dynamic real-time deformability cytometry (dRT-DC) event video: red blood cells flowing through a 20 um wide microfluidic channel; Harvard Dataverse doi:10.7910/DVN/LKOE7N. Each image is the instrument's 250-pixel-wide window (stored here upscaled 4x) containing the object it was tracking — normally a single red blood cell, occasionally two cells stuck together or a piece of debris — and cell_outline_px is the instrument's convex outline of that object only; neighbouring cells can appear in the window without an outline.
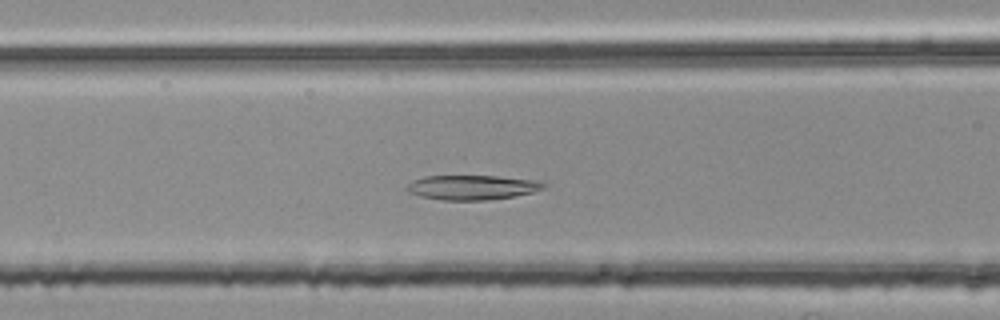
{"species": "common noctule bat (a hibernating species)", "species_latin": "Nyctalus noctula", "temperature_condition": "room temperature", "stored_images_in_passage": 41, "camera_frame_rate_fps": 3000, "um_per_image_px": 0.085, "animal": {"sex": "female", "body_mass_g": 25.1}, "frame": {"image": 1, "passage_image": 13, "time_ms": 4.0, "image_size_px": [1000, 320], "cell_outline_px": [[548, 184], [544, 188], [532, 192], [512, 196], [488, 200], [440, 200], [420, 196], [408, 192], [404, 188], [412, 180], [424, 176], [496, 176], [532, 180]], "centroid_in_image_um": [40.06, 15.93], "position_along_channel_um": 126.5, "area_um2": 19.54}}
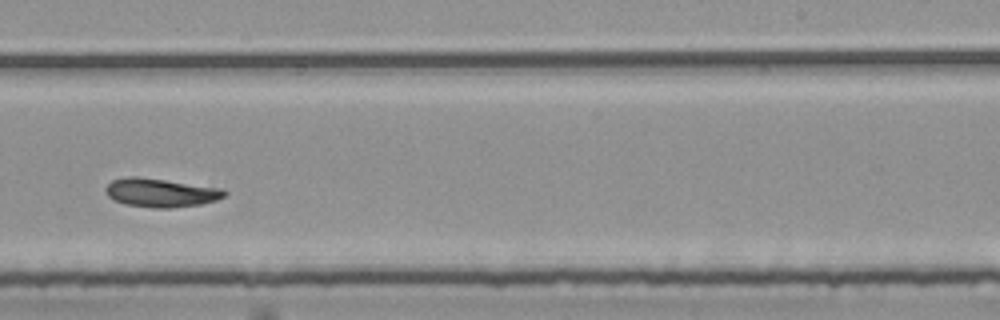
{"frame": {"image": 2, "passage_image": 25, "time_ms": 8.0, "image_size_px": [1000, 320], "cell_outline_px": [[228, 192], [224, 196], [216, 200], [200, 204], [168, 208], [152, 208], [124, 204], [112, 200], [108, 196], [104, 188], [112, 180], [124, 176], [136, 176], [224, 188]], "centroid_in_image_um": [13.64, 16.37], "position_along_channel_um": 275.4, "area_um2": 20.0}}
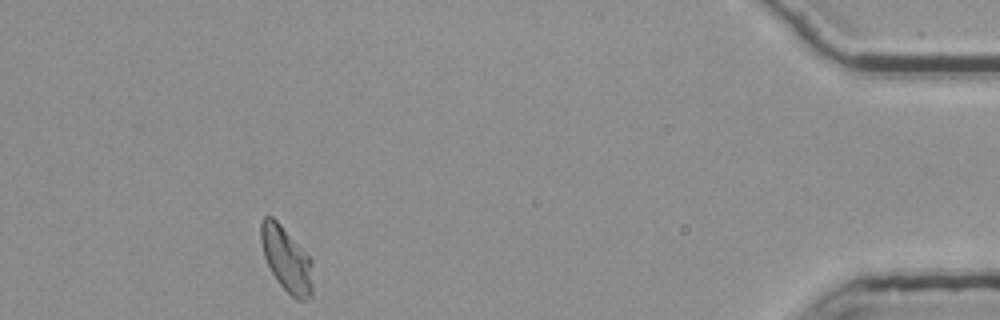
{"frame": {"image": 3, "passage_image": 41, "time_ms": 13.333, "image_size_px": [1000, 320], "cell_outline_px": [[312, 296], [308, 300], [296, 300], [276, 280], [264, 256], [260, 240], [260, 220], [264, 216], [272, 216], [280, 224], [312, 260]], "centroid_in_image_um": [24.34, 22.04], "position_along_channel_um": 410.9, "area_um2": 19.48}}